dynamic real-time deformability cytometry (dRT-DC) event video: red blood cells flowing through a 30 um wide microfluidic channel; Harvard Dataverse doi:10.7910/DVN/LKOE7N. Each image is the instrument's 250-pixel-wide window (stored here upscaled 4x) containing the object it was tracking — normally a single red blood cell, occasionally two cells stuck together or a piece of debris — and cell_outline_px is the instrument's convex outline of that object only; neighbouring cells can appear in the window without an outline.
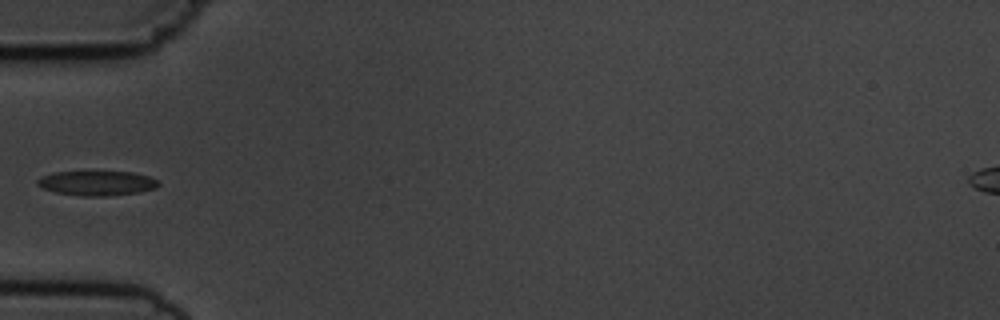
{"species": "common noctule bat (a hibernating species)", "species_latin": "Nyctalus noctula", "temperature_condition": "cold", "stored_images_in_passage": 7, "camera_frame_rate_fps": 3000, "um_per_image_px": 0.085, "animal": {"sex": "male", "body_mass_g": 19.5, "forearm_length_mm": 54.6}, "frame": {"image": 1, "passage_image": 6, "time_ms": 6.0, "image_size_px": [1000, 320], "cell_outline_px": [[160, 184], [156, 188], [140, 192], [108, 196], [80, 196], [56, 192], [44, 188], [36, 184], [36, 180], [40, 176], [52, 172], [132, 172], [148, 176], [156, 180]], "centroid_in_image_um": [8.22, 15.57], "position_along_channel_um": 76.8, "area_um2": 17.4}}
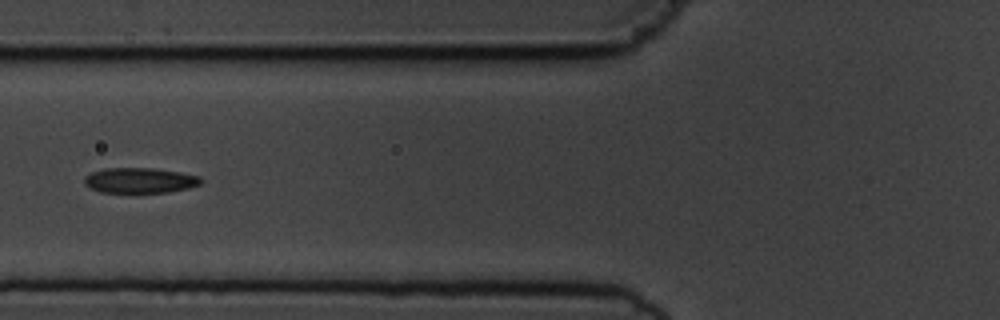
{"frame": {"image": 2, "passage_image": 7, "time_ms": 7.0, "image_size_px": [1000, 320], "cell_outline_px": [[204, 180], [200, 184], [188, 188], [168, 192], [100, 192], [84, 184], [84, 176], [92, 172], [104, 168], [152, 168], [180, 172], [200, 176]], "centroid_in_image_um": [11.9, 15.32], "position_along_channel_um": 113.9, "area_um2": 17.17}}